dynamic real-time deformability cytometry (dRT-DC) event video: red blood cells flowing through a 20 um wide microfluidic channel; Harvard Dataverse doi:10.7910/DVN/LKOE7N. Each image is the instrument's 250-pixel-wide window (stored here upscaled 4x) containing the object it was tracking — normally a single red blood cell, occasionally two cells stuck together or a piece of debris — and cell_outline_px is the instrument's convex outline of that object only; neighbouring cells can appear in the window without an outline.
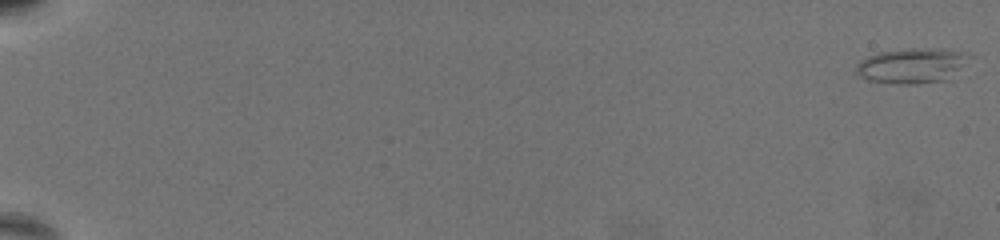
{"species": "common noctule bat (a hibernating species)", "species_latin": "Nyctalus noctula", "temperature_condition": "warm", "stored_images_in_passage": 65, "camera_frame_rate_fps": 3000, "um_per_image_px": 0.085, "animal": {"sex": "female", "body_mass_g": 19.5, "forearm_length_mm": 54.1}, "frame": {"image": 1, "passage_image": 1, "time_ms": 0.0, "image_size_px": [1000, 240], "cell_outline_px": [[976, 56], [948, 80], [920, 84], [896, 84], [864, 80], [856, 76], [856, 64], [860, 60], [868, 56], [880, 52], [912, 48], [944, 48], [968, 52]], "centroid_in_image_um": [77.59, 5.58], "position_along_channel_um": 7.4, "area_um2": 24.1}}
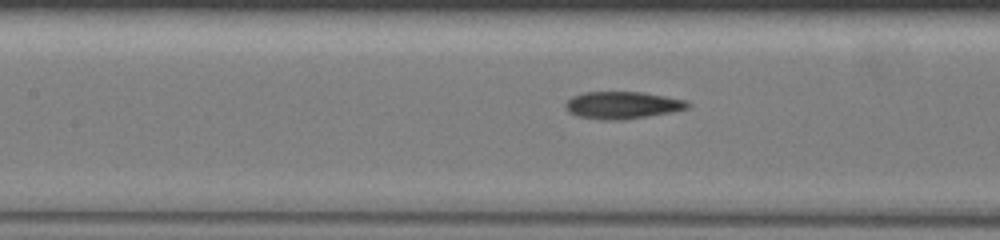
{"frame": {"image": 2, "passage_image": 32, "time_ms": 10.333, "image_size_px": [1000, 240], "cell_outline_px": [[692, 104], [688, 108], [672, 112], [624, 120], [600, 120], [576, 116], [568, 112], [564, 108], [564, 104], [572, 96], [584, 92], [644, 92], [688, 100]], "centroid_in_image_um": [52.91, 8.94], "position_along_channel_um": 154.5, "area_um2": 19.77}}
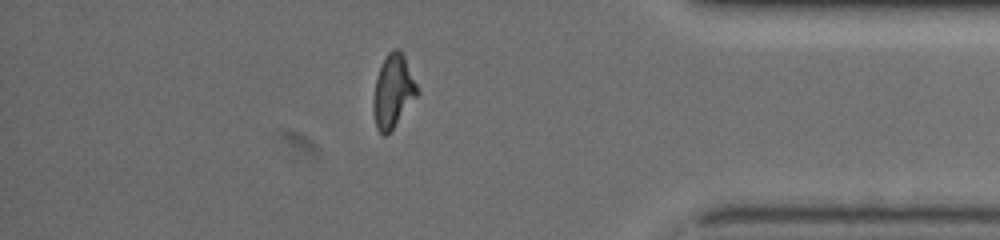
{"frame": {"image": 3, "passage_image": 57, "time_ms": 18.667, "image_size_px": [1000, 240], "cell_outline_px": [[420, 92], [392, 128], [384, 136], [376, 128], [372, 112], [372, 100], [376, 80], [380, 68], [388, 52], [392, 48], [400, 48], [404, 56]], "centroid_in_image_um": [33.39, 7.74], "position_along_channel_um": 401.8, "area_um2": 18.5}, "authors_computed_cell_mechanics": {"area_um2": 19.1896, "velocity_mm_per_s": 3.234, "shape_relaxation_time_tau1_ms": 10.2458, "shape_relaxation_time_tau2_ms": 2.2567, "deformation_change_tau1": 0.2326, "deformation_change_tau2": 0.0931}}